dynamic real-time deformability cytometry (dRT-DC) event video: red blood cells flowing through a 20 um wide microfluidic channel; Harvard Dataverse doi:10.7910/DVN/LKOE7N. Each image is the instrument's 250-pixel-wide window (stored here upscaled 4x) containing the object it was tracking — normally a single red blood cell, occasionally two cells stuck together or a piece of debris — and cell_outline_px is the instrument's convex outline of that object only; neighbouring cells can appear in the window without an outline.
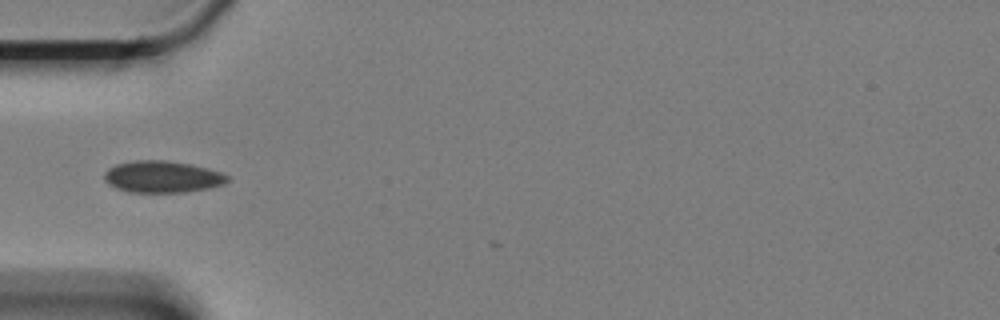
{"species": "Egyptian fruit bat (a non-hibernating species)", "species_latin": "Rousettus aegyptiacus", "temperature_condition": "cold", "stored_images_in_passage": 5, "camera_frame_rate_fps": 3000, "um_per_image_px": 0.085, "animal": {"sex": "female"}, "frame": {"image": 1, "passage_image": 3, "time_ms": 0.667, "image_size_px": [1000, 320], "cell_outline_px": [[228, 180], [224, 184], [208, 188], [184, 192], [128, 192], [116, 188], [108, 184], [104, 180], [104, 172], [108, 168], [116, 164], [136, 160], [164, 160], [192, 164], [208, 168], [220, 172], [228, 176]], "centroid_in_image_um": [13.77, 15.02], "position_along_channel_um": 71.2, "area_um2": 22.83}}